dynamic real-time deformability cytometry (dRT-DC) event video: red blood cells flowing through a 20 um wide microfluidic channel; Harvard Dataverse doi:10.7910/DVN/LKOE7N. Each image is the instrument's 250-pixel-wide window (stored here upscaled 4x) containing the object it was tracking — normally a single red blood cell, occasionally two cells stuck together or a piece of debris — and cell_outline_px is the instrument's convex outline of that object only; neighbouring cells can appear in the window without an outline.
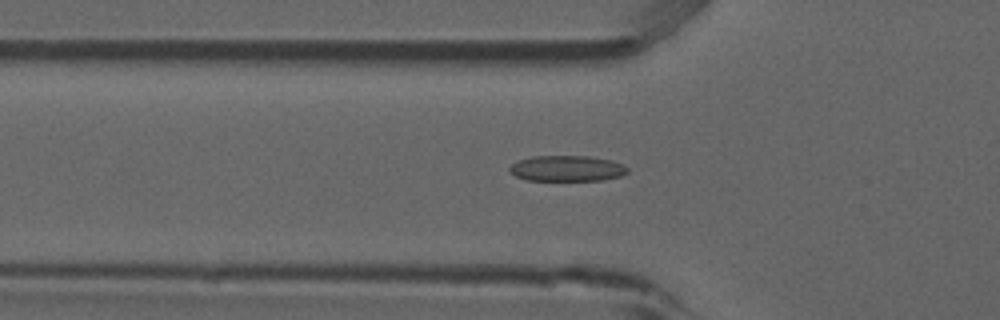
{"species": "common noctule bat (a hibernating species)", "species_latin": "Nyctalus noctula", "temperature_condition": "room temperature", "stored_images_in_passage": 50, "camera_frame_rate_fps": 3000, "um_per_image_px": 0.085, "animal": {"sex": "male", "forearm_length_mm": 52.5}, "frame": {"image": 1, "passage_image": 18, "time_ms": 5.667, "image_size_px": [1000, 320], "cell_outline_px": [[628, 172], [620, 176], [604, 180], [524, 180], [508, 172], [508, 168], [512, 164], [520, 160], [532, 156], [588, 156], [612, 160], [624, 164], [628, 168]], "centroid_in_image_um": [48.19, 14.32], "position_along_channel_um": 77.6, "area_um2": 17.8}}
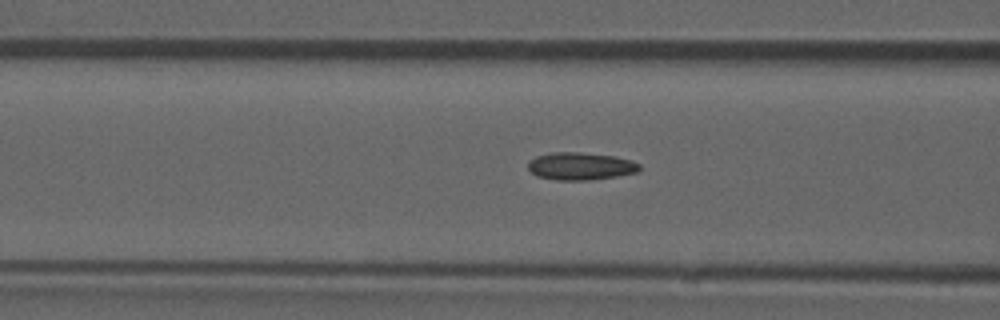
{"frame": {"image": 2, "passage_image": 21, "time_ms": 6.667, "image_size_px": [1000, 320], "cell_outline_px": [[640, 168], [636, 172], [616, 176], [588, 180], [556, 180], [536, 176], [528, 168], [528, 164], [536, 156], [552, 152], [580, 152], [616, 156], [632, 160], [640, 164]], "centroid_in_image_um": [49.35, 14.12], "position_along_channel_um": 117.2, "area_um2": 17.86}}
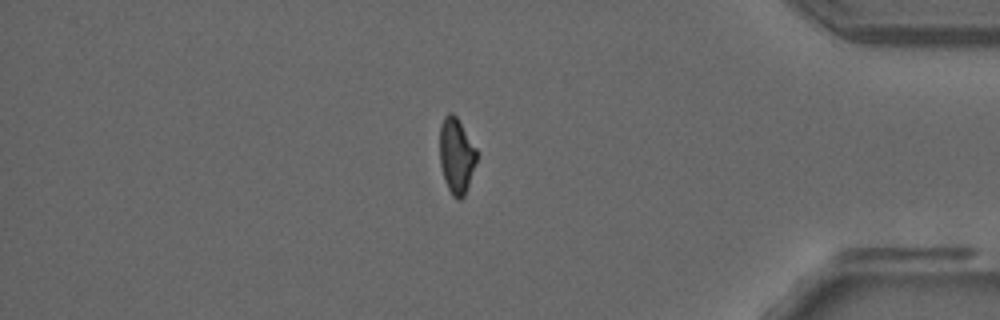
{"frame": {"image": 3, "passage_image": 45, "time_ms": 14.667, "image_size_px": [1000, 320], "cell_outline_px": [[476, 164], [464, 196], [460, 200], [456, 200], [452, 196], [444, 180], [440, 164], [440, 124], [444, 116], [448, 112], [452, 112], [456, 116], [476, 148]], "centroid_in_image_um": [38.78, 13.24], "position_along_channel_um": 396.4, "area_um2": 16.3}}